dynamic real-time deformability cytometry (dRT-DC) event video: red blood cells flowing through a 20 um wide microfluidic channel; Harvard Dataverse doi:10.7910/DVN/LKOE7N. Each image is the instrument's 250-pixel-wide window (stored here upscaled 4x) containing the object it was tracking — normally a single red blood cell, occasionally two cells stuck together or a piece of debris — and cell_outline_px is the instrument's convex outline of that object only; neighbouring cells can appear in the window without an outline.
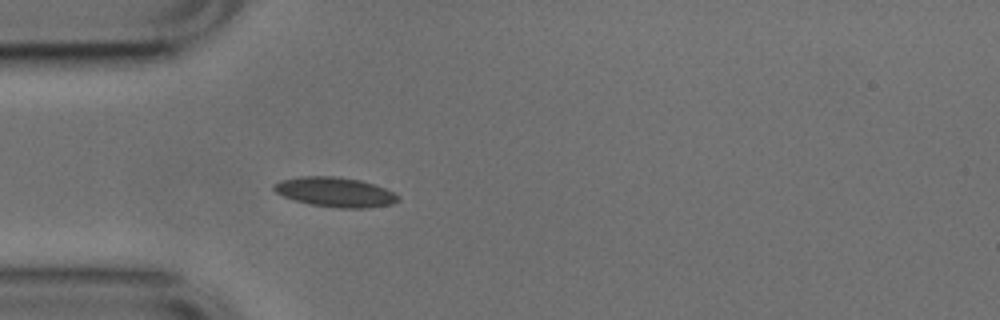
{"species": "common noctule bat (a hibernating species)", "species_latin": "Nyctalus noctula", "temperature_condition": "cold", "stored_images_in_passage": 4, "camera_frame_rate_fps": 3000, "um_per_image_px": 0.085, "animal": {"sex": "male", "body_mass_g": 17.9, "forearm_length_mm": 54.2}, "frame": {"image": 1, "passage_image": 4, "time_ms": 1.0, "image_size_px": [1000, 320], "cell_outline_px": [[400, 200], [392, 204], [368, 208], [336, 208], [312, 204], [296, 200], [284, 196], [276, 192], [272, 188], [272, 184], [280, 180], [304, 176], [336, 176], [360, 180], [384, 188], [400, 196]], "centroid_in_image_um": [28.49, 16.33], "position_along_channel_um": 56.5, "area_um2": 21.39}}